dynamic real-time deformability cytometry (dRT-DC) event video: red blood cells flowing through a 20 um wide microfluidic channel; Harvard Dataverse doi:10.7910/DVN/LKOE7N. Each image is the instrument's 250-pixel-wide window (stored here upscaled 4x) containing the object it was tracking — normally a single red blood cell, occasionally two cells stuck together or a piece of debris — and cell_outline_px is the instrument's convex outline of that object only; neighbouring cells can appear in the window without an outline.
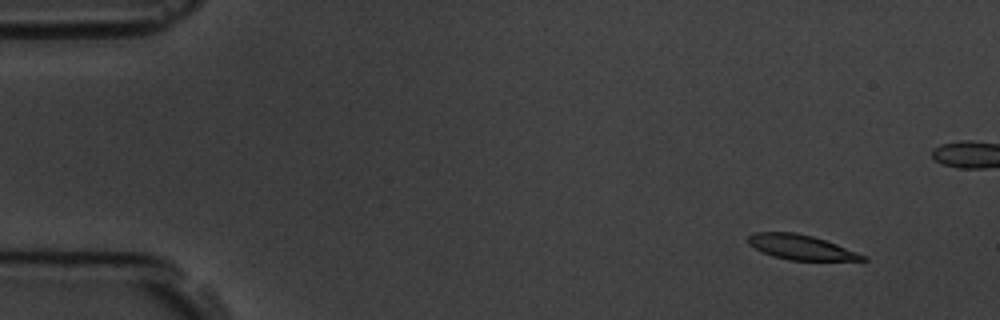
{"species": "common noctule bat (a hibernating species)", "species_latin": "Nyctalus noctula", "temperature_condition": "room temperature", "stored_images_in_passage": 6, "camera_frame_rate_fps": 3000, "um_per_image_px": 0.085, "animal": {"sex": "male", "body_mass_g": 19.5, "forearm_length_mm": 54.6}, "frame": {"image": 1, "passage_image": 1, "time_ms": 0.0, "image_size_px": [1000, 320], "cell_outline_px": [[868, 260], [792, 260], [760, 252], [748, 244], [748, 236], [756, 232], [796, 232], [812, 236], [836, 244], [868, 256]], "centroid_in_image_um": [68.07, 21.01], "position_along_channel_um": 16.9, "area_um2": 16.42}}
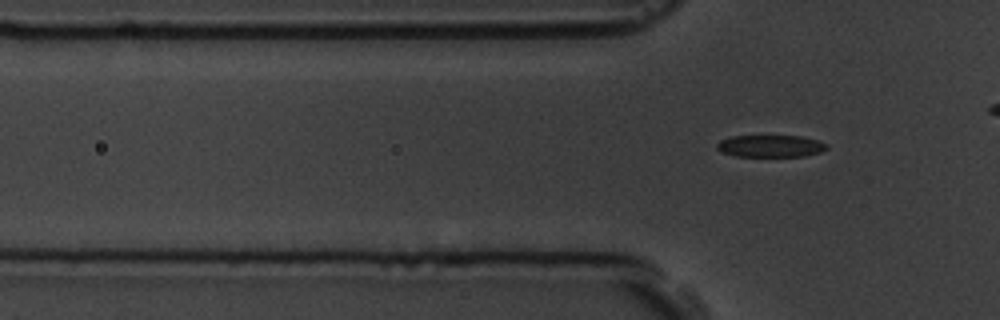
{"frame": {"image": 2, "passage_image": 6, "time_ms": 6.333, "image_size_px": [1000, 320], "cell_outline_px": [[828, 148], [820, 152], [804, 156], [736, 156], [720, 152], [716, 148], [716, 144], [720, 140], [732, 136], [800, 136], [816, 140], [828, 144]], "centroid_in_image_um": [65.47, 12.41], "position_along_channel_um": 60.3, "area_um2": 14.1}}